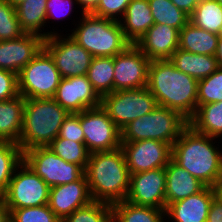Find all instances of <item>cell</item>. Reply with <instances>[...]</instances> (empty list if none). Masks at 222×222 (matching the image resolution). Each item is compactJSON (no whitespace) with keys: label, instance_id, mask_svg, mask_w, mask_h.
Wrapping results in <instances>:
<instances>
[{"label":"cell","instance_id":"1","mask_svg":"<svg viewBox=\"0 0 222 222\" xmlns=\"http://www.w3.org/2000/svg\"><path fill=\"white\" fill-rule=\"evenodd\" d=\"M147 88L158 106L176 110L188 120L195 114L198 80L176 69L169 60L150 61Z\"/></svg>","mask_w":222,"mask_h":222},{"label":"cell","instance_id":"2","mask_svg":"<svg viewBox=\"0 0 222 222\" xmlns=\"http://www.w3.org/2000/svg\"><path fill=\"white\" fill-rule=\"evenodd\" d=\"M214 139L188 125L172 145L171 158L205 186L215 188L222 181V152Z\"/></svg>","mask_w":222,"mask_h":222},{"label":"cell","instance_id":"3","mask_svg":"<svg viewBox=\"0 0 222 222\" xmlns=\"http://www.w3.org/2000/svg\"><path fill=\"white\" fill-rule=\"evenodd\" d=\"M84 174L93 201L112 205L126 199L130 173L121 147L90 153Z\"/></svg>","mask_w":222,"mask_h":222},{"label":"cell","instance_id":"4","mask_svg":"<svg viewBox=\"0 0 222 222\" xmlns=\"http://www.w3.org/2000/svg\"><path fill=\"white\" fill-rule=\"evenodd\" d=\"M69 114L53 98H25L18 142L22 152L48 146L59 135L60 127Z\"/></svg>","mask_w":222,"mask_h":222},{"label":"cell","instance_id":"5","mask_svg":"<svg viewBox=\"0 0 222 222\" xmlns=\"http://www.w3.org/2000/svg\"><path fill=\"white\" fill-rule=\"evenodd\" d=\"M80 24L70 35L93 57H114L131 43L125 38L119 21L81 14Z\"/></svg>","mask_w":222,"mask_h":222},{"label":"cell","instance_id":"6","mask_svg":"<svg viewBox=\"0 0 222 222\" xmlns=\"http://www.w3.org/2000/svg\"><path fill=\"white\" fill-rule=\"evenodd\" d=\"M188 125V119L180 112L157 105L150 113L121 129V142L152 139L163 141L172 147Z\"/></svg>","mask_w":222,"mask_h":222},{"label":"cell","instance_id":"7","mask_svg":"<svg viewBox=\"0 0 222 222\" xmlns=\"http://www.w3.org/2000/svg\"><path fill=\"white\" fill-rule=\"evenodd\" d=\"M60 80L52 57L42 48L18 74L19 95L24 98H53Z\"/></svg>","mask_w":222,"mask_h":222},{"label":"cell","instance_id":"8","mask_svg":"<svg viewBox=\"0 0 222 222\" xmlns=\"http://www.w3.org/2000/svg\"><path fill=\"white\" fill-rule=\"evenodd\" d=\"M101 106L121 130L131 121L150 113L157 103L153 94L145 86L104 95L101 99Z\"/></svg>","mask_w":222,"mask_h":222},{"label":"cell","instance_id":"9","mask_svg":"<svg viewBox=\"0 0 222 222\" xmlns=\"http://www.w3.org/2000/svg\"><path fill=\"white\" fill-rule=\"evenodd\" d=\"M23 162L50 188L75 182L84 175V169L80 165L64 161L48 146L33 147L24 151Z\"/></svg>","mask_w":222,"mask_h":222},{"label":"cell","instance_id":"10","mask_svg":"<svg viewBox=\"0 0 222 222\" xmlns=\"http://www.w3.org/2000/svg\"><path fill=\"white\" fill-rule=\"evenodd\" d=\"M49 191L50 186L22 162L2 196L8 208H27L48 204Z\"/></svg>","mask_w":222,"mask_h":222},{"label":"cell","instance_id":"11","mask_svg":"<svg viewBox=\"0 0 222 222\" xmlns=\"http://www.w3.org/2000/svg\"><path fill=\"white\" fill-rule=\"evenodd\" d=\"M84 142L90 153L112 151L121 147V130L100 105L80 112Z\"/></svg>","mask_w":222,"mask_h":222},{"label":"cell","instance_id":"12","mask_svg":"<svg viewBox=\"0 0 222 222\" xmlns=\"http://www.w3.org/2000/svg\"><path fill=\"white\" fill-rule=\"evenodd\" d=\"M66 37L53 34L44 39L43 48L52 57L61 78L87 75L93 56L70 35Z\"/></svg>","mask_w":222,"mask_h":222},{"label":"cell","instance_id":"13","mask_svg":"<svg viewBox=\"0 0 222 222\" xmlns=\"http://www.w3.org/2000/svg\"><path fill=\"white\" fill-rule=\"evenodd\" d=\"M130 174L165 167L172 155V147L163 141L146 139L121 142Z\"/></svg>","mask_w":222,"mask_h":222},{"label":"cell","instance_id":"14","mask_svg":"<svg viewBox=\"0 0 222 222\" xmlns=\"http://www.w3.org/2000/svg\"><path fill=\"white\" fill-rule=\"evenodd\" d=\"M165 167L130 174L126 201L138 206L166 209Z\"/></svg>","mask_w":222,"mask_h":222},{"label":"cell","instance_id":"15","mask_svg":"<svg viewBox=\"0 0 222 222\" xmlns=\"http://www.w3.org/2000/svg\"><path fill=\"white\" fill-rule=\"evenodd\" d=\"M149 64L150 60L135 44L114 56V91L147 86Z\"/></svg>","mask_w":222,"mask_h":222},{"label":"cell","instance_id":"16","mask_svg":"<svg viewBox=\"0 0 222 222\" xmlns=\"http://www.w3.org/2000/svg\"><path fill=\"white\" fill-rule=\"evenodd\" d=\"M53 99L69 113H80L100 106L102 98L94 90L87 75H83L61 78Z\"/></svg>","mask_w":222,"mask_h":222},{"label":"cell","instance_id":"17","mask_svg":"<svg viewBox=\"0 0 222 222\" xmlns=\"http://www.w3.org/2000/svg\"><path fill=\"white\" fill-rule=\"evenodd\" d=\"M44 39L37 34L25 33L18 39L0 41V69L18 75L41 51Z\"/></svg>","mask_w":222,"mask_h":222},{"label":"cell","instance_id":"18","mask_svg":"<svg viewBox=\"0 0 222 222\" xmlns=\"http://www.w3.org/2000/svg\"><path fill=\"white\" fill-rule=\"evenodd\" d=\"M92 200L85 174L77 181L50 188L49 208L62 221Z\"/></svg>","mask_w":222,"mask_h":222},{"label":"cell","instance_id":"19","mask_svg":"<svg viewBox=\"0 0 222 222\" xmlns=\"http://www.w3.org/2000/svg\"><path fill=\"white\" fill-rule=\"evenodd\" d=\"M135 45L150 61L169 60L179 47V30L154 23Z\"/></svg>","mask_w":222,"mask_h":222},{"label":"cell","instance_id":"20","mask_svg":"<svg viewBox=\"0 0 222 222\" xmlns=\"http://www.w3.org/2000/svg\"><path fill=\"white\" fill-rule=\"evenodd\" d=\"M216 197L214 187L205 186L200 192L171 203L166 208V219L175 222H207L210 205Z\"/></svg>","mask_w":222,"mask_h":222},{"label":"cell","instance_id":"21","mask_svg":"<svg viewBox=\"0 0 222 222\" xmlns=\"http://www.w3.org/2000/svg\"><path fill=\"white\" fill-rule=\"evenodd\" d=\"M166 172V208L176 201L200 192L205 185L178 165L172 158L165 166Z\"/></svg>","mask_w":222,"mask_h":222},{"label":"cell","instance_id":"22","mask_svg":"<svg viewBox=\"0 0 222 222\" xmlns=\"http://www.w3.org/2000/svg\"><path fill=\"white\" fill-rule=\"evenodd\" d=\"M119 22L125 38L135 44L154 24L148 0H131Z\"/></svg>","mask_w":222,"mask_h":222},{"label":"cell","instance_id":"23","mask_svg":"<svg viewBox=\"0 0 222 222\" xmlns=\"http://www.w3.org/2000/svg\"><path fill=\"white\" fill-rule=\"evenodd\" d=\"M220 35L193 25L190 21L179 31L178 49L199 55L215 56Z\"/></svg>","mask_w":222,"mask_h":222},{"label":"cell","instance_id":"24","mask_svg":"<svg viewBox=\"0 0 222 222\" xmlns=\"http://www.w3.org/2000/svg\"><path fill=\"white\" fill-rule=\"evenodd\" d=\"M25 98L22 95L0 101V141L17 143L22 131Z\"/></svg>","mask_w":222,"mask_h":222},{"label":"cell","instance_id":"25","mask_svg":"<svg viewBox=\"0 0 222 222\" xmlns=\"http://www.w3.org/2000/svg\"><path fill=\"white\" fill-rule=\"evenodd\" d=\"M169 61L176 69L197 80L210 76L219 68L215 56L193 54L181 49H177Z\"/></svg>","mask_w":222,"mask_h":222},{"label":"cell","instance_id":"26","mask_svg":"<svg viewBox=\"0 0 222 222\" xmlns=\"http://www.w3.org/2000/svg\"><path fill=\"white\" fill-rule=\"evenodd\" d=\"M47 0H24L16 6V13L21 29L25 33H32L48 38L55 32H42L40 28L45 27ZM40 32V33H39Z\"/></svg>","mask_w":222,"mask_h":222},{"label":"cell","instance_id":"27","mask_svg":"<svg viewBox=\"0 0 222 222\" xmlns=\"http://www.w3.org/2000/svg\"><path fill=\"white\" fill-rule=\"evenodd\" d=\"M198 133L212 138L222 136V101L197 106L195 114L188 120Z\"/></svg>","mask_w":222,"mask_h":222},{"label":"cell","instance_id":"28","mask_svg":"<svg viewBox=\"0 0 222 222\" xmlns=\"http://www.w3.org/2000/svg\"><path fill=\"white\" fill-rule=\"evenodd\" d=\"M113 222H164L166 209L138 206L126 200L112 204Z\"/></svg>","mask_w":222,"mask_h":222},{"label":"cell","instance_id":"29","mask_svg":"<svg viewBox=\"0 0 222 222\" xmlns=\"http://www.w3.org/2000/svg\"><path fill=\"white\" fill-rule=\"evenodd\" d=\"M87 77L101 98L114 92V57H93Z\"/></svg>","mask_w":222,"mask_h":222},{"label":"cell","instance_id":"30","mask_svg":"<svg viewBox=\"0 0 222 222\" xmlns=\"http://www.w3.org/2000/svg\"><path fill=\"white\" fill-rule=\"evenodd\" d=\"M190 22L198 28L221 35L222 5L216 0H203L190 15Z\"/></svg>","mask_w":222,"mask_h":222},{"label":"cell","instance_id":"31","mask_svg":"<svg viewBox=\"0 0 222 222\" xmlns=\"http://www.w3.org/2000/svg\"><path fill=\"white\" fill-rule=\"evenodd\" d=\"M22 162L23 152L17 143L0 141V195L7 190L15 169Z\"/></svg>","mask_w":222,"mask_h":222},{"label":"cell","instance_id":"32","mask_svg":"<svg viewBox=\"0 0 222 222\" xmlns=\"http://www.w3.org/2000/svg\"><path fill=\"white\" fill-rule=\"evenodd\" d=\"M154 23L166 24L179 31L190 21V16L178 9L171 0H148Z\"/></svg>","mask_w":222,"mask_h":222},{"label":"cell","instance_id":"33","mask_svg":"<svg viewBox=\"0 0 222 222\" xmlns=\"http://www.w3.org/2000/svg\"><path fill=\"white\" fill-rule=\"evenodd\" d=\"M48 147L64 161L80 165L84 170L86 169L90 152L85 142H75L57 136Z\"/></svg>","mask_w":222,"mask_h":222},{"label":"cell","instance_id":"34","mask_svg":"<svg viewBox=\"0 0 222 222\" xmlns=\"http://www.w3.org/2000/svg\"><path fill=\"white\" fill-rule=\"evenodd\" d=\"M62 222H113L112 205L91 201L66 216Z\"/></svg>","mask_w":222,"mask_h":222},{"label":"cell","instance_id":"35","mask_svg":"<svg viewBox=\"0 0 222 222\" xmlns=\"http://www.w3.org/2000/svg\"><path fill=\"white\" fill-rule=\"evenodd\" d=\"M222 101V68L198 80L197 106Z\"/></svg>","mask_w":222,"mask_h":222},{"label":"cell","instance_id":"36","mask_svg":"<svg viewBox=\"0 0 222 222\" xmlns=\"http://www.w3.org/2000/svg\"><path fill=\"white\" fill-rule=\"evenodd\" d=\"M24 34L19 24L16 7L6 0H0V41L18 39Z\"/></svg>","mask_w":222,"mask_h":222},{"label":"cell","instance_id":"37","mask_svg":"<svg viewBox=\"0 0 222 222\" xmlns=\"http://www.w3.org/2000/svg\"><path fill=\"white\" fill-rule=\"evenodd\" d=\"M9 209L12 222H62L49 208L48 204L36 207Z\"/></svg>","mask_w":222,"mask_h":222},{"label":"cell","instance_id":"38","mask_svg":"<svg viewBox=\"0 0 222 222\" xmlns=\"http://www.w3.org/2000/svg\"><path fill=\"white\" fill-rule=\"evenodd\" d=\"M130 1L131 0H100L98 6L91 14L98 17L120 21L118 15L124 16Z\"/></svg>","mask_w":222,"mask_h":222},{"label":"cell","instance_id":"39","mask_svg":"<svg viewBox=\"0 0 222 222\" xmlns=\"http://www.w3.org/2000/svg\"><path fill=\"white\" fill-rule=\"evenodd\" d=\"M60 138L84 142V133L80 122V113H70L60 127Z\"/></svg>","mask_w":222,"mask_h":222},{"label":"cell","instance_id":"40","mask_svg":"<svg viewBox=\"0 0 222 222\" xmlns=\"http://www.w3.org/2000/svg\"><path fill=\"white\" fill-rule=\"evenodd\" d=\"M18 95V75L12 71L0 69V101H7Z\"/></svg>","mask_w":222,"mask_h":222},{"label":"cell","instance_id":"41","mask_svg":"<svg viewBox=\"0 0 222 222\" xmlns=\"http://www.w3.org/2000/svg\"><path fill=\"white\" fill-rule=\"evenodd\" d=\"M77 2V0H74ZM73 0H47V5H46V19L49 20L48 18H58L60 19L61 15L63 18H65L68 13L72 12V6L73 4H78L75 3ZM65 11V12H62ZM60 12V13H59Z\"/></svg>","mask_w":222,"mask_h":222},{"label":"cell","instance_id":"42","mask_svg":"<svg viewBox=\"0 0 222 222\" xmlns=\"http://www.w3.org/2000/svg\"><path fill=\"white\" fill-rule=\"evenodd\" d=\"M207 222H222V202L217 196L210 205Z\"/></svg>","mask_w":222,"mask_h":222},{"label":"cell","instance_id":"43","mask_svg":"<svg viewBox=\"0 0 222 222\" xmlns=\"http://www.w3.org/2000/svg\"><path fill=\"white\" fill-rule=\"evenodd\" d=\"M203 0H171V2L178 8L184 11L189 16L193 13L196 6Z\"/></svg>","mask_w":222,"mask_h":222},{"label":"cell","instance_id":"44","mask_svg":"<svg viewBox=\"0 0 222 222\" xmlns=\"http://www.w3.org/2000/svg\"><path fill=\"white\" fill-rule=\"evenodd\" d=\"M100 0H77L82 8V14H91L98 6Z\"/></svg>","mask_w":222,"mask_h":222},{"label":"cell","instance_id":"45","mask_svg":"<svg viewBox=\"0 0 222 222\" xmlns=\"http://www.w3.org/2000/svg\"><path fill=\"white\" fill-rule=\"evenodd\" d=\"M10 209L6 205L5 199L0 195V222H9Z\"/></svg>","mask_w":222,"mask_h":222},{"label":"cell","instance_id":"46","mask_svg":"<svg viewBox=\"0 0 222 222\" xmlns=\"http://www.w3.org/2000/svg\"><path fill=\"white\" fill-rule=\"evenodd\" d=\"M215 57L218 61L219 67L222 68V34L219 37L217 51Z\"/></svg>","mask_w":222,"mask_h":222},{"label":"cell","instance_id":"47","mask_svg":"<svg viewBox=\"0 0 222 222\" xmlns=\"http://www.w3.org/2000/svg\"><path fill=\"white\" fill-rule=\"evenodd\" d=\"M216 196L222 202V181L215 187Z\"/></svg>","mask_w":222,"mask_h":222},{"label":"cell","instance_id":"48","mask_svg":"<svg viewBox=\"0 0 222 222\" xmlns=\"http://www.w3.org/2000/svg\"><path fill=\"white\" fill-rule=\"evenodd\" d=\"M9 2L13 7L18 6L20 3H22L24 0H6Z\"/></svg>","mask_w":222,"mask_h":222},{"label":"cell","instance_id":"49","mask_svg":"<svg viewBox=\"0 0 222 222\" xmlns=\"http://www.w3.org/2000/svg\"><path fill=\"white\" fill-rule=\"evenodd\" d=\"M216 1L222 5V0H216Z\"/></svg>","mask_w":222,"mask_h":222}]
</instances>
